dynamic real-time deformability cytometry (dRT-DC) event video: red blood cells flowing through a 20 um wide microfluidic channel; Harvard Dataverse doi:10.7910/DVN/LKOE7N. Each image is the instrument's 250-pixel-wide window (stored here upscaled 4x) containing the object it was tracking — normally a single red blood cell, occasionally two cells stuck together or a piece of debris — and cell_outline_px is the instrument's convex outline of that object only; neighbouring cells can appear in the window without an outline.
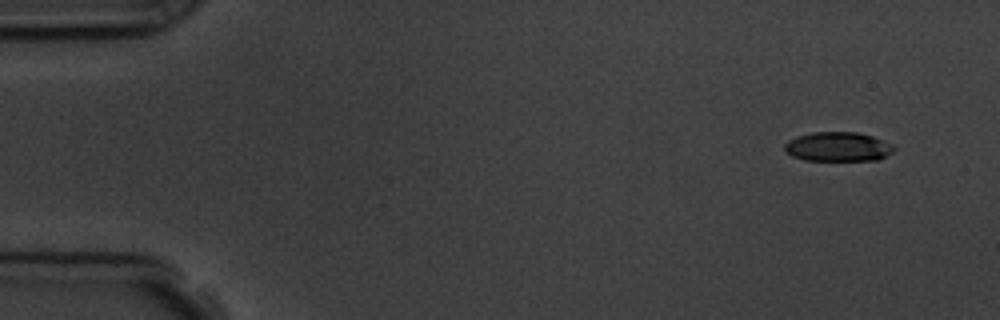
{"species": "common noctule bat (a hibernating species)", "species_latin": "Nyctalus noctula", "temperature_condition": "room temperature", "stored_images_in_passage": 4, "camera_frame_rate_fps": 3000, "um_per_image_px": 0.085, "animal": {"sex": "male", "body_mass_g": 19.5, "forearm_length_mm": 54.6}, "frame": {"image": 1, "passage_image": 1, "time_ms": 0.0, "image_size_px": [1000, 320], "cell_outline_px": [[896, 148], [892, 152], [876, 160], [804, 160], [792, 156], [784, 148], [784, 144], [788, 140], [796, 136], [812, 132], [856, 132], [872, 136], [892, 144]], "centroid_in_image_um": [71.21, 12.46], "position_along_channel_um": 13.8, "area_um2": 18.61}}
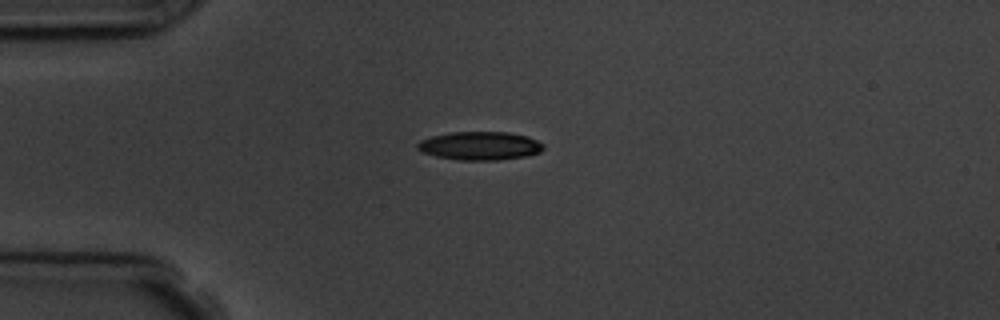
{"frame": {"image": 2, "passage_image": 4, "time_ms": 3.333, "image_size_px": [1000, 320], "cell_outline_px": [[544, 148], [540, 152], [528, 156], [496, 160], [460, 160], [436, 156], [424, 152], [416, 148], [416, 144], [420, 140], [432, 136], [452, 132], [508, 132], [528, 136], [544, 144]], "centroid_in_image_um": [40.81, 12.39], "position_along_channel_um": 44.2, "area_um2": 20.87}}